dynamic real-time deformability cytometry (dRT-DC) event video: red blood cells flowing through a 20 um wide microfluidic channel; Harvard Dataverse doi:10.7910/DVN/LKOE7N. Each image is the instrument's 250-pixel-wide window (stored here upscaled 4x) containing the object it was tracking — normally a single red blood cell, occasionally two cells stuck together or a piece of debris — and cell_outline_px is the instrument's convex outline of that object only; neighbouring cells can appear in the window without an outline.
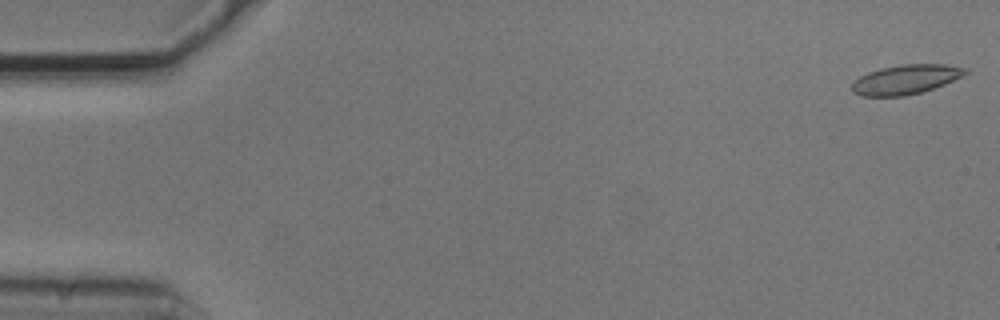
{"species": "common noctule bat (a hibernating species)", "species_latin": "Nyctalus noctula", "temperature_condition": "cold", "stored_images_in_passage": 7, "camera_frame_rate_fps": 3000, "um_per_image_px": 0.085, "animal": {"sex": "male", "body_mass_g": 20.5, "forearm_length_mm": 52.5}, "frame": {"image": 1, "passage_image": 1, "time_ms": 0.0, "image_size_px": [1000, 320], "cell_outline_px": [[972, 68], [964, 76], [944, 84], [920, 92], [904, 96], [860, 96], [852, 92], [852, 84], [860, 76], [868, 72], [880, 68], [900, 64], [944, 64]], "centroid_in_image_um": [77.02, 6.74], "position_along_channel_um": 8.0, "area_um2": 19.59}}
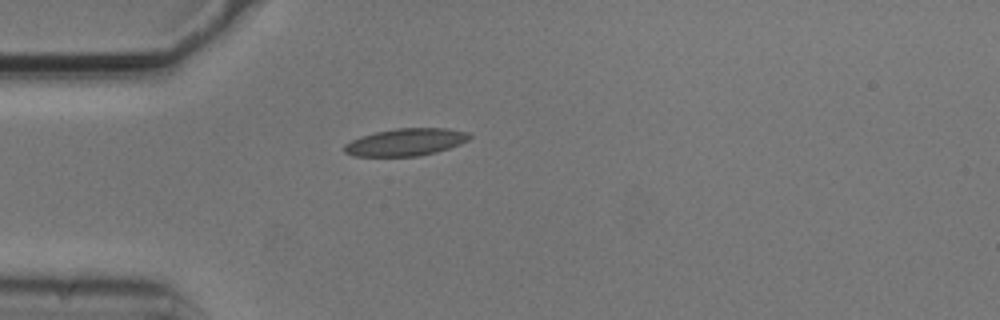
{"frame": {"image": 2, "passage_image": 5, "time_ms": 1.333, "image_size_px": [1000, 320], "cell_outline_px": [[472, 136], [468, 140], [460, 144], [436, 152], [416, 156], [352, 156], [344, 152], [344, 144], [360, 136], [376, 132], [396, 128], [448, 128], [468, 132]], "centroid_in_image_um": [34.48, 12.07], "position_along_channel_um": 50.5, "area_um2": 19.94}}